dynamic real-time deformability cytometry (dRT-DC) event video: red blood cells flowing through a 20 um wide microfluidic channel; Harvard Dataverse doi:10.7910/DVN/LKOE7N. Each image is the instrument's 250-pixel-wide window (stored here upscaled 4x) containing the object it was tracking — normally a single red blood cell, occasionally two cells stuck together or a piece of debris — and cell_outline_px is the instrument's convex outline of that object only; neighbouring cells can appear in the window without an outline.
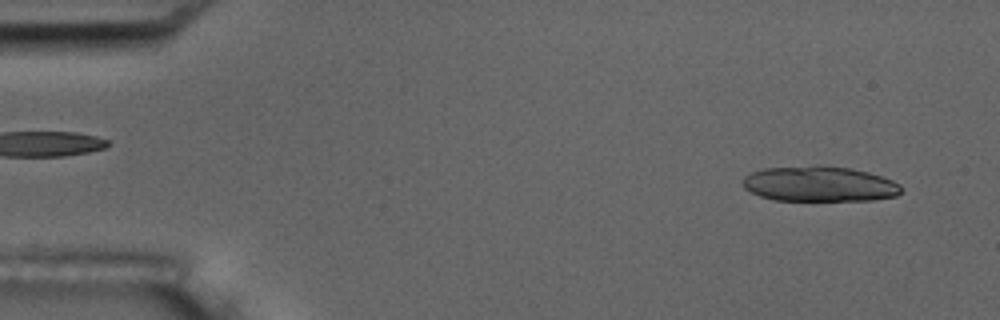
{"species": "common noctule bat (a hibernating species)", "species_latin": "Nyctalus noctula", "temperature_condition": "room temperature", "stored_images_in_passage": 13, "camera_frame_rate_fps": 3000, "um_per_image_px": 0.085, "animal": {"sex": "male", "body_mass_g": 17.5, "forearm_length_mm": 52.3}, "frame": {"image": 1, "passage_image": 1, "time_ms": 0.0, "image_size_px": [1000, 320], "cell_outline_px": [[900, 192], [896, 196], [872, 200], [772, 200], [760, 196], [744, 188], [740, 180], [744, 176], [752, 172], [764, 168], [820, 164], [852, 168], [868, 172], [892, 180], [900, 184]], "centroid_in_image_um": [69.61, 15.62], "position_along_channel_um": 15.4, "area_um2": 32.95}}